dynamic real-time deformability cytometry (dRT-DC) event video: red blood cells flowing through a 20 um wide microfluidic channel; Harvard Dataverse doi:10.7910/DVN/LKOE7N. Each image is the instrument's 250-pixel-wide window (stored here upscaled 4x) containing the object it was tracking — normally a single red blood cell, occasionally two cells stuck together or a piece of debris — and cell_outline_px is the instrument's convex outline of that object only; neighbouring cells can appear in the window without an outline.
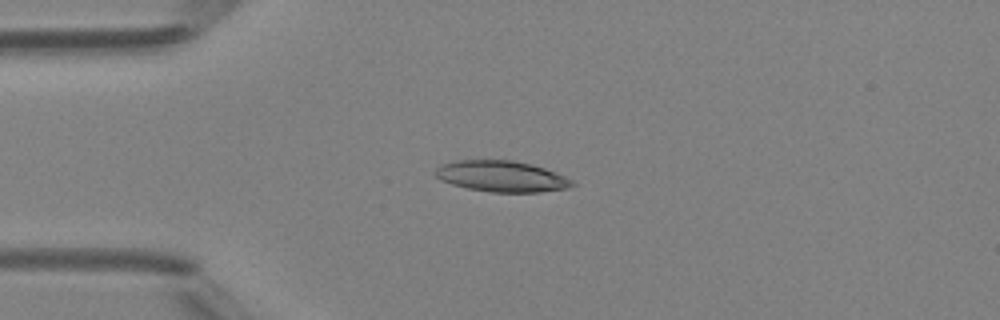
{"species": "Egyptian fruit bat (a non-hibernating species)", "species_latin": "Rousettus aegyptiacus", "temperature_condition": "room temperature", "stored_images_in_passage": 5, "camera_frame_rate_fps": 3000, "um_per_image_px": 0.085, "animal": {"sex": "female"}, "frame": {"image": 1, "passage_image": 4, "time_ms": 3.667, "image_size_px": [1000, 320], "cell_outline_px": [[576, 184], [568, 188], [540, 192], [492, 192], [468, 188], [452, 184], [440, 180], [432, 172], [440, 164], [456, 160], [512, 160], [532, 164], [556, 172], [572, 180]], "centroid_in_image_um": [42.61, 14.98], "position_along_channel_um": 42.4, "area_um2": 24.85}}